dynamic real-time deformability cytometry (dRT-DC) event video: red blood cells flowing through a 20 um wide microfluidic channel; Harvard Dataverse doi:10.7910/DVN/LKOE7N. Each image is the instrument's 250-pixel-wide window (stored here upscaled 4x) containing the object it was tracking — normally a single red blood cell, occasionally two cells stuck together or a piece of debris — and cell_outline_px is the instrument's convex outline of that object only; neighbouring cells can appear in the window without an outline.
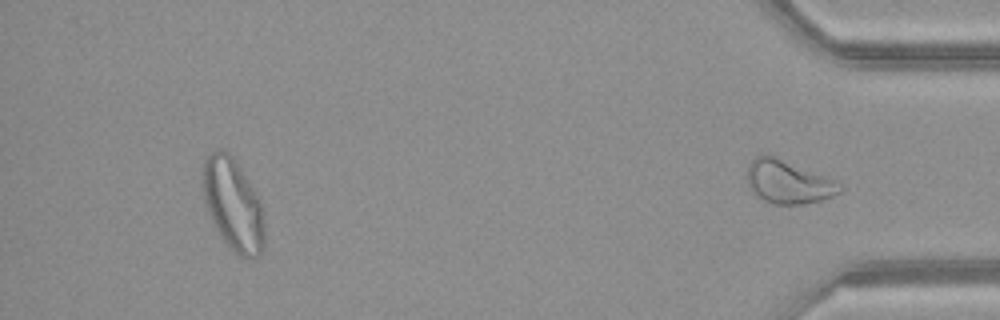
{"species": "common noctule bat (a hibernating species)", "species_latin": "Nyctalus noctula", "temperature_condition": "warm", "stored_images_in_passage": 47, "segment_of_instrument_passage": [2, 2], "camera_frame_rate_fps": 3000, "um_per_image_px": 0.085, "animal": {"sex": "female", "body_mass_g": 21.9}, "frame": {"image": 1, "passage_image": 47, "time_ms": 15.333, "image_size_px": [1000, 320], "cell_outline_px": [[844, 188], [840, 192], [832, 196], [820, 200], [804, 204], [772, 204], [756, 196], [752, 192], [748, 180], [748, 164], [756, 156], [772, 156], [836, 180], [844, 184]], "centroid_in_image_um": [67.03, 15.5], "position_along_channel_um": 368.2, "area_um2": 23.0}}